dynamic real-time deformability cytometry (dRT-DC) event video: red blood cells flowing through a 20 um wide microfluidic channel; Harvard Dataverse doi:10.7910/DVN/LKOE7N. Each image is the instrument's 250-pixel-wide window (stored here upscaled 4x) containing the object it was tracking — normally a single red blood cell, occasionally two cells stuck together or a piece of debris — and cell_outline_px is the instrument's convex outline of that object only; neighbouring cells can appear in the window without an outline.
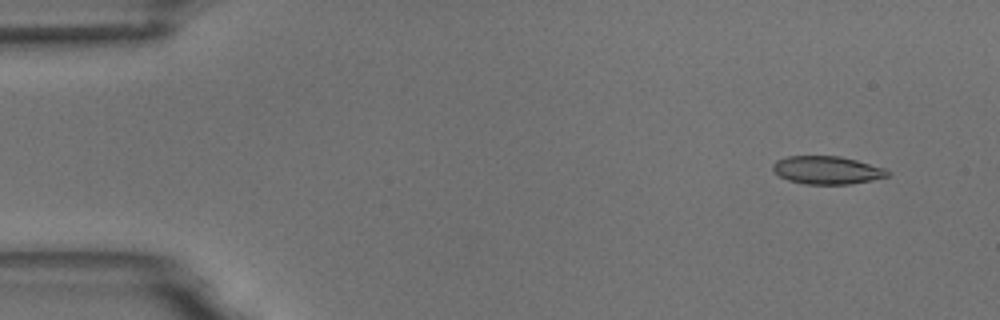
{"species": "common noctule bat (a hibernating species)", "species_latin": "Nyctalus noctula", "temperature_condition": "room temperature", "stored_images_in_passage": 5, "camera_frame_rate_fps": 3000, "um_per_image_px": 0.085, "animal": {"sex": "male", "body_mass_g": 18.8}, "frame": {"image": 1, "passage_image": 2, "time_ms": 1.0, "image_size_px": [1000, 320], "cell_outline_px": [[892, 172], [888, 176], [872, 180], [848, 184], [804, 184], [788, 180], [780, 176], [772, 168], [772, 164], [776, 160], [788, 156], [840, 156], [856, 160], [884, 168]], "centroid_in_image_um": [70.3, 14.46], "position_along_channel_um": 14.7, "area_um2": 18.67}}